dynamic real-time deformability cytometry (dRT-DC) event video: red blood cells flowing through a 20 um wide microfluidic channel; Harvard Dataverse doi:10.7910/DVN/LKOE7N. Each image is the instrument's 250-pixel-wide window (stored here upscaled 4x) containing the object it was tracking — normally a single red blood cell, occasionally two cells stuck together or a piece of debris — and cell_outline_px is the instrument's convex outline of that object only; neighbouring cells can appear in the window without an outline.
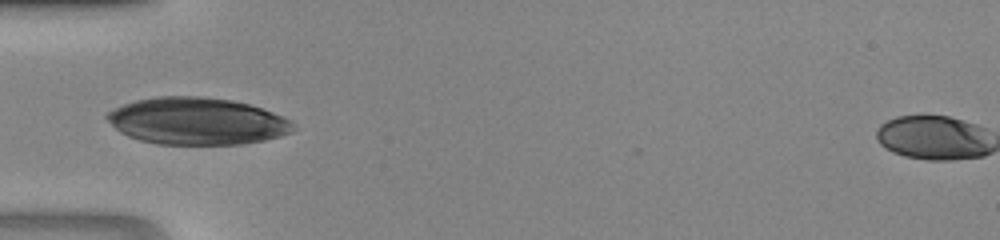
{"species": "human", "species_latin": "Homo sapiens", "temperature_condition": "room temperature", "stored_images_in_passage": 34, "camera_frame_rate_fps": 3000, "um_per_image_px": 0.085, "donor": {"sex": "male"}, "frame": {"image": 1, "passage_image": 16, "time_ms": 5.0, "image_size_px": [1000, 240], "cell_outline_px": [[292, 132], [280, 136], [264, 140], [244, 144], [156, 144], [140, 140], [128, 136], [120, 132], [104, 116], [108, 112], [124, 104], [136, 100], [156, 96], [204, 96], [232, 100], [248, 104], [272, 112], [288, 120], [292, 124]], "centroid_in_image_um": [16.71, 10.29], "position_along_channel_um": 68.3, "area_um2": 50.75}}